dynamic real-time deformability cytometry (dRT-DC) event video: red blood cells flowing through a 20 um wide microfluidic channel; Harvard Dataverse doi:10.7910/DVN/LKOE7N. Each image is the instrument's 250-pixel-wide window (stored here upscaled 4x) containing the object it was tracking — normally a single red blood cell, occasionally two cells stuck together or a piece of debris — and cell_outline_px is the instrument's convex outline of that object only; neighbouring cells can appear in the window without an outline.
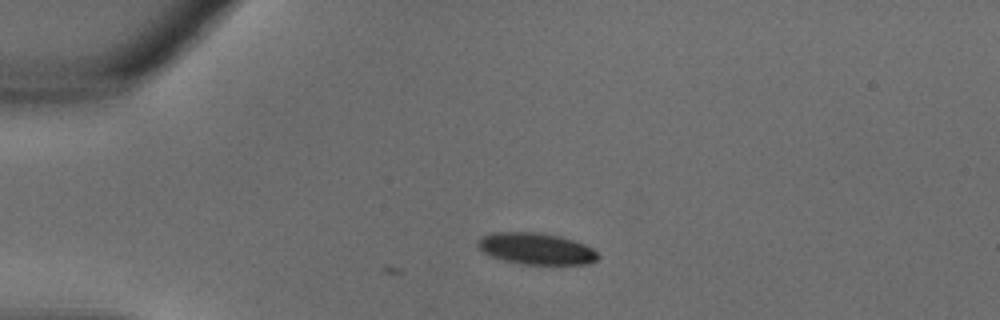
{"species": "common noctule bat (a hibernating species)", "species_latin": "Nyctalus noctula", "temperature_condition": "warm", "stored_images_in_passage": 4, "camera_frame_rate_fps": 3000, "um_per_image_px": 0.085, "animal": {"sex": "male", "body_mass_g": 18.8}, "frame": {"image": 1, "passage_image": 1, "time_ms": 0.0, "image_size_px": [1000, 320], "cell_outline_px": [[600, 256], [596, 260], [588, 264], [520, 264], [488, 256], [476, 244], [476, 240], [492, 232], [536, 232], [560, 236], [584, 244], [592, 248]], "centroid_in_image_um": [45.55, 21.14], "position_along_channel_um": 39.5, "area_um2": 22.08}}